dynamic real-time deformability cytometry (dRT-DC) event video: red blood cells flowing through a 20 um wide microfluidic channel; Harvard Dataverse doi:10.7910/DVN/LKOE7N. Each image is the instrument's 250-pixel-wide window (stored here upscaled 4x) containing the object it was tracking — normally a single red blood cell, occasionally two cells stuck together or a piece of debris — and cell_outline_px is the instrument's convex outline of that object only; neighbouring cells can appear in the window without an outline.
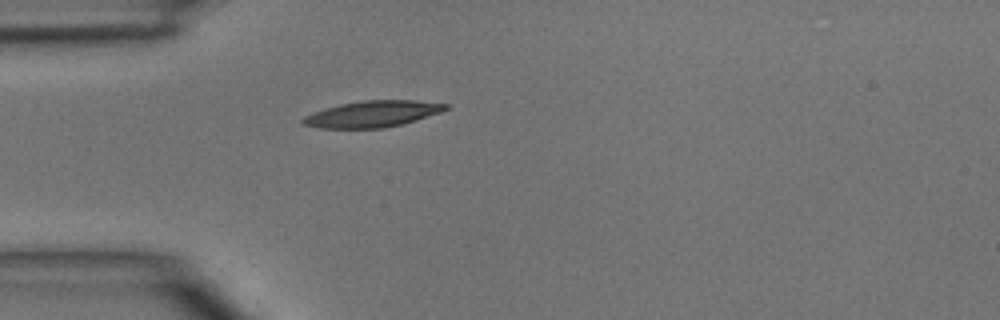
{"species": "common noctule bat (a hibernating species)", "species_latin": "Nyctalus noctula", "temperature_condition": "room temperature", "stored_images_in_passage": 35, "camera_frame_rate_fps": 3000, "um_per_image_px": 0.085, "animal": {"sex": "male", "body_mass_g": 15.6}, "frame": {"image": 1, "passage_image": 1, "time_ms": 0.0, "image_size_px": [1000, 320], "cell_outline_px": [[448, 108], [440, 112], [416, 120], [384, 128], [320, 128], [304, 124], [300, 120], [304, 116], [312, 112], [324, 108], [340, 104], [364, 100], [412, 100], [448, 104]], "centroid_in_image_um": [31.62, 9.68], "position_along_channel_um": 53.4, "area_um2": 21.73}}
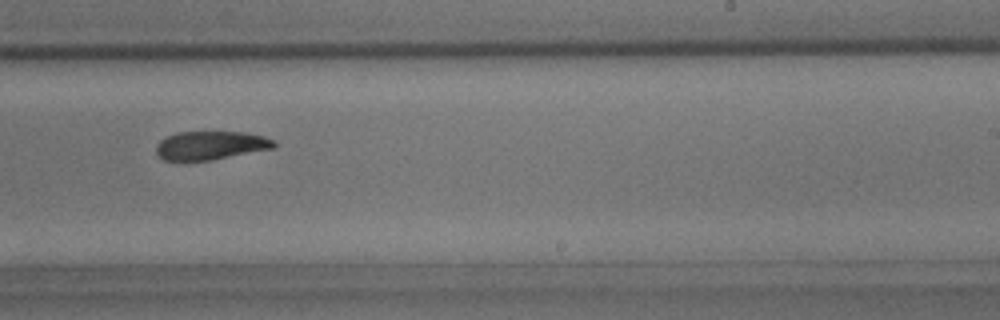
{"frame": {"image": 2, "passage_image": 17, "time_ms": 5.333, "image_size_px": [1000, 320], "cell_outline_px": [[276, 148], [212, 160], [164, 160], [156, 152], [156, 144], [160, 140], [176, 132], [244, 132], [264, 136], [276, 140]], "centroid_in_image_um": [17.95, 12.35], "position_along_channel_um": 271.0, "area_um2": 19.71}}
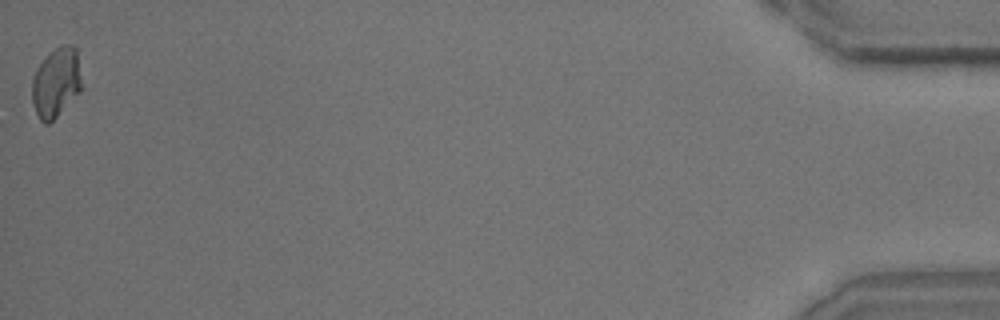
{"frame": {"image": 3, "passage_image": 35, "time_ms": 11.333, "image_size_px": [1000, 320], "cell_outline_px": [[84, 88], [48, 124], [44, 124], [40, 120], [36, 112], [32, 100], [32, 80], [36, 68], [48, 52], [60, 44], [72, 44], [76, 48]], "centroid_in_image_um": [4.79, 6.96], "position_along_channel_um": 430.4, "area_um2": 20.52}}